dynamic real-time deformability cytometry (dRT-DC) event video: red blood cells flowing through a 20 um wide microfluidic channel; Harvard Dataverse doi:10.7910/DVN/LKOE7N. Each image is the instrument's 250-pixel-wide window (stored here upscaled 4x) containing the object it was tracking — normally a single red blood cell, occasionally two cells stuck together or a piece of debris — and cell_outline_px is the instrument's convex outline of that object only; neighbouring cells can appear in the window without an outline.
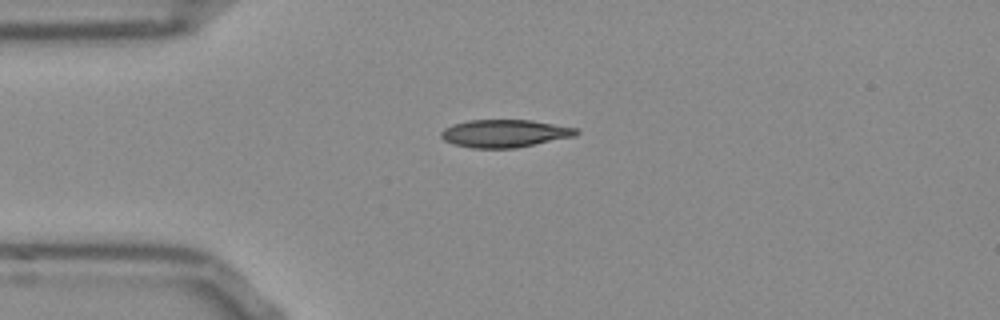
{"species": "Egyptian fruit bat (a non-hibernating species)", "species_latin": "Rousettus aegyptiacus", "temperature_condition": "room temperature", "stored_images_in_passage": 41, "camera_frame_rate_fps": 3000, "um_per_image_px": 0.085, "frame": {"image": 1, "passage_image": 1, "time_ms": 0.0, "image_size_px": [1000, 320], "cell_outline_px": [[580, 132], [576, 136], [516, 148], [472, 148], [456, 144], [444, 140], [440, 136], [440, 132], [444, 128], [452, 124], [468, 120], [532, 120], [580, 128]], "centroid_in_image_um": [42.94, 11.33], "position_along_channel_um": 42.1, "area_um2": 22.02}}
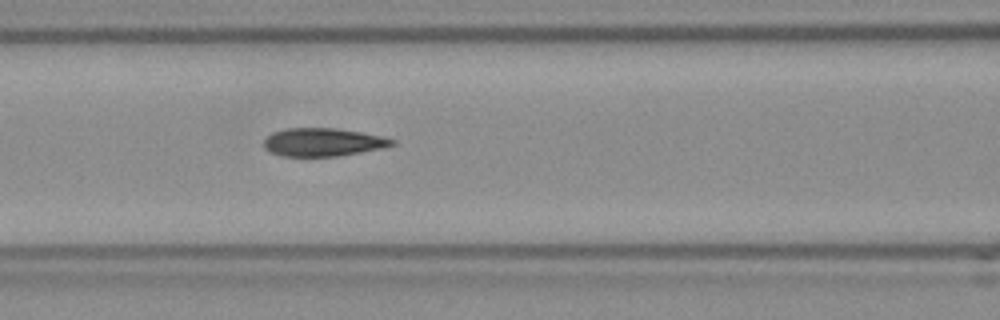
{"frame": {"image": 2, "passage_image": 10, "time_ms": 3.0, "image_size_px": [1000, 320], "cell_outline_px": [[396, 144], [380, 148], [360, 152], [336, 156], [284, 156], [272, 152], [264, 148], [264, 140], [272, 132], [284, 128], [336, 128], [360, 132], [380, 136], [396, 140]], "centroid_in_image_um": [27.43, 12.07], "position_along_channel_um": 139.2, "area_um2": 20.81}}
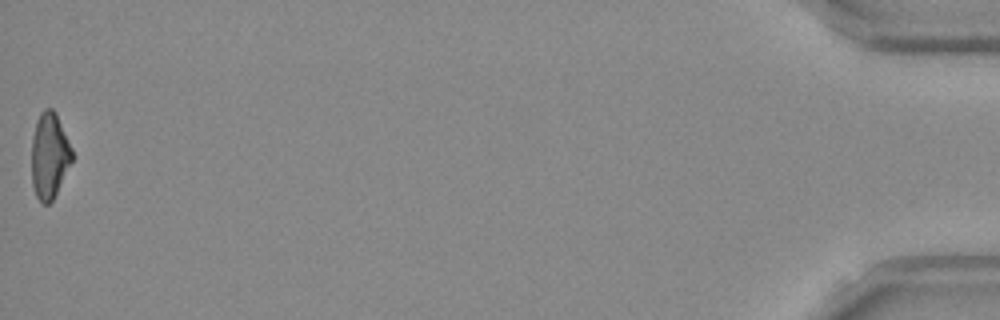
{"frame": {"image": 3, "passage_image": 41, "time_ms": 13.333, "image_size_px": [1000, 320], "cell_outline_px": [[72, 160], [52, 200], [48, 204], [44, 204], [36, 196], [32, 184], [32, 136], [36, 120], [40, 112], [44, 108], [52, 108], [56, 112], [72, 148]], "centroid_in_image_um": [4.19, 13.18], "position_along_channel_um": 431.0, "area_um2": 20.11}, "authors_computed_cell_mechanics": {"area_um2": 21.4438, "velocity_mm_per_s": 3.8367, "shape_relaxation_time_tau1_ms": 4.0555, "shape_relaxation_time_tau2_ms": 2.2545, "deformation_change_tau1": 0.1779, "deformation_change_tau2": 0.1052}}